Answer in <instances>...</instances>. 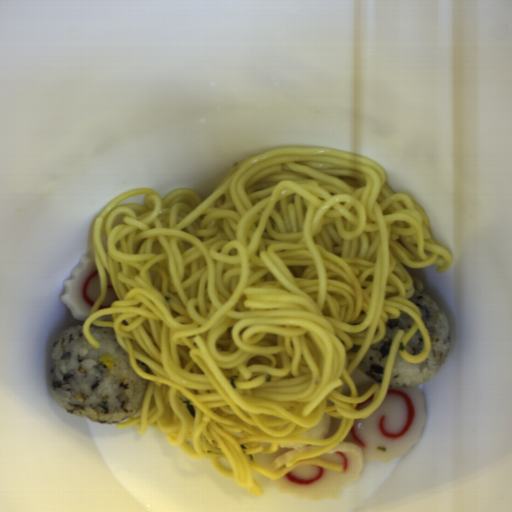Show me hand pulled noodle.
Returning <instances> with one entry per match:
<instances>
[{
	"instance_id": "obj_1",
	"label": "hand pulled noodle",
	"mask_w": 512,
	"mask_h": 512,
	"mask_svg": "<svg viewBox=\"0 0 512 512\" xmlns=\"http://www.w3.org/2000/svg\"><path fill=\"white\" fill-rule=\"evenodd\" d=\"M92 241L101 288L84 337L100 349L90 325L113 327L148 381L138 412L116 428L159 429L256 497V472L273 481L295 465L342 472L317 457L381 405L398 352L416 364L432 350L423 310L409 300L425 284L408 269L441 274L453 262L428 212L392 189L378 161L333 147L240 160L203 200L186 187L164 198L131 189L95 219ZM107 272L119 300L99 310ZM402 311L414 326L396 333L380 386L358 396L353 370ZM417 330L425 347L413 356L405 346ZM325 413L343 420L336 434L300 436ZM292 442L321 447L277 471L255 463Z\"/></svg>"
}]
</instances>
